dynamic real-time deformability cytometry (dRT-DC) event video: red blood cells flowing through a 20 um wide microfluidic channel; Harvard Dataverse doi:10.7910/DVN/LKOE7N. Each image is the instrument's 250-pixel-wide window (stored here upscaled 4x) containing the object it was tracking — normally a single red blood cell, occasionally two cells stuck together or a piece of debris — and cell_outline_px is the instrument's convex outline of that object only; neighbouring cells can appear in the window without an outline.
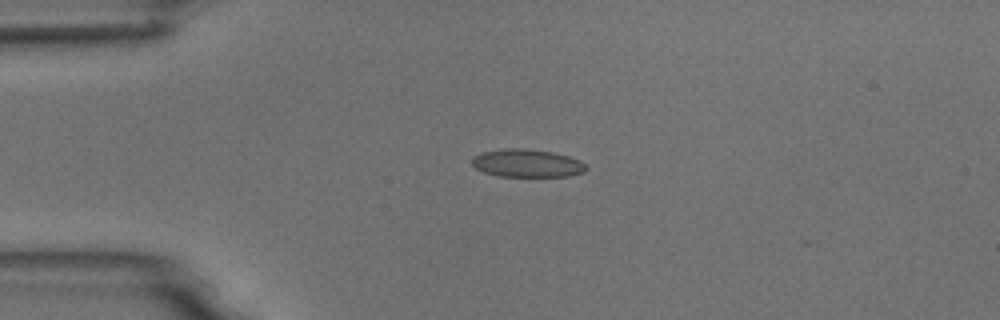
{"species": "common noctule bat (a hibernating species)", "species_latin": "Nyctalus noctula", "temperature_condition": "room temperature", "stored_images_in_passage": 9, "camera_frame_rate_fps": 3000, "um_per_image_px": 0.085, "animal": {"sex": "male", "body_mass_g": 18.8}, "frame": {"image": 1, "passage_image": 4, "time_ms": 3.333, "image_size_px": [1000, 320], "cell_outline_px": [[588, 168], [584, 172], [568, 176], [500, 176], [484, 172], [476, 168], [472, 164], [472, 156], [480, 152], [504, 148], [528, 148], [552, 152], [568, 156], [580, 160]], "centroid_in_image_um": [44.78, 13.86], "position_along_channel_um": 40.2, "area_um2": 18.67}}
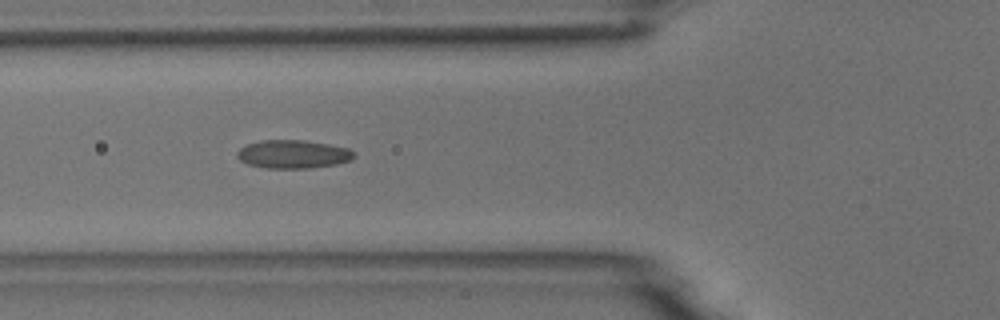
{"frame": {"image": 2, "passage_image": 6, "time_ms": 5.667, "image_size_px": [1000, 320], "cell_outline_px": [[356, 156], [352, 160], [336, 164], [308, 168], [268, 168], [248, 164], [240, 160], [236, 156], [236, 152], [240, 148], [248, 144], [260, 140], [304, 140], [328, 144], [348, 148], [356, 152]], "centroid_in_image_um": [24.93, 13.1], "position_along_channel_um": 100.9, "area_um2": 19.36}}
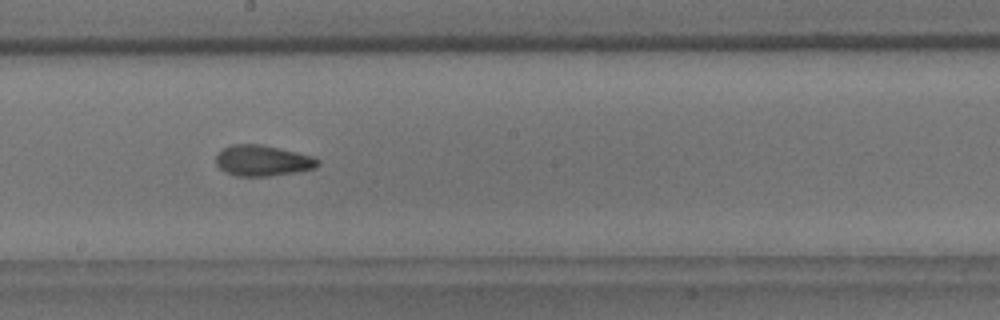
{"frame": {"image": 3, "passage_image": 9, "time_ms": 9.0, "image_size_px": [1000, 320], "cell_outline_px": [[320, 164], [316, 168], [296, 172], [268, 176], [236, 176], [224, 172], [216, 164], [216, 152], [232, 144], [260, 144], [316, 156], [320, 160]], "centroid_in_image_um": [22.34, 13.65], "position_along_channel_um": 225.9, "area_um2": 18.55}}